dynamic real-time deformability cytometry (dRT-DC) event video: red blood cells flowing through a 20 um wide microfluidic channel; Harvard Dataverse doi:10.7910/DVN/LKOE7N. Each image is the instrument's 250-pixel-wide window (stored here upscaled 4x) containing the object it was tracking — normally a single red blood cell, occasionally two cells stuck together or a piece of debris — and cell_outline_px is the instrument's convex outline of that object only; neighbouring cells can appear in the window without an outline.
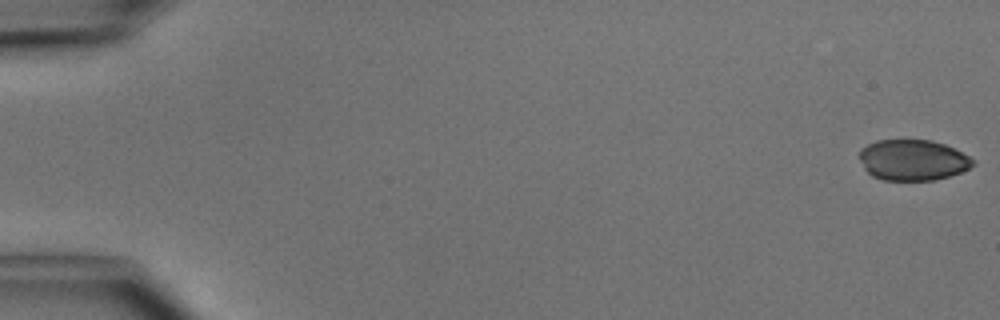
{"species": "common noctule bat (a hibernating species)", "species_latin": "Nyctalus noctula", "temperature_condition": "cold", "stored_images_in_passage": 49, "camera_frame_rate_fps": 3000, "um_per_image_px": 0.085, "animal": {"sex": "male", "body_mass_g": 15.6}, "frame": {"image": 1, "passage_image": 1, "time_ms": 0.0, "image_size_px": [1000, 320], "cell_outline_px": [[976, 164], [960, 172], [936, 180], [884, 180], [872, 176], [864, 168], [860, 160], [860, 148], [876, 140], [932, 140], [944, 144], [976, 160]], "centroid_in_image_um": [77.58, 13.6], "position_along_channel_um": 7.4, "area_um2": 26.93}}
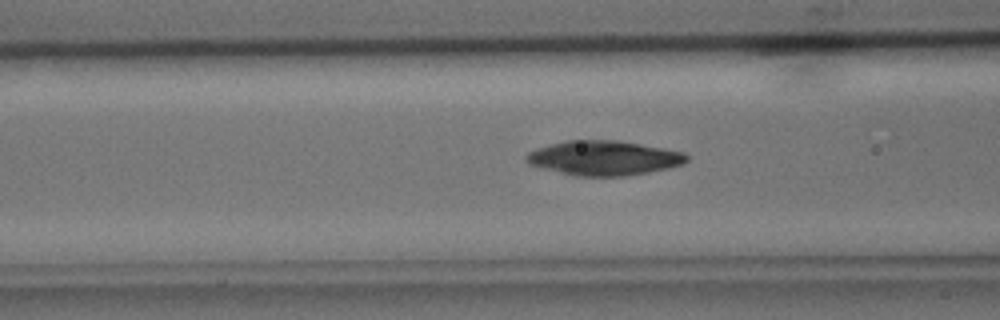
{"frame": {"image": 2, "passage_image": 20, "time_ms": 6.333, "image_size_px": [1000, 320], "cell_outline_px": [[688, 160], [684, 164], [668, 168], [648, 172], [624, 176], [576, 176], [528, 164], [524, 160], [524, 156], [528, 152], [536, 148], [564, 140], [620, 140], [664, 148], [684, 152], [688, 156]], "centroid_in_image_um": [51.32, 13.42], "position_along_channel_um": 115.3, "area_um2": 32.48}}
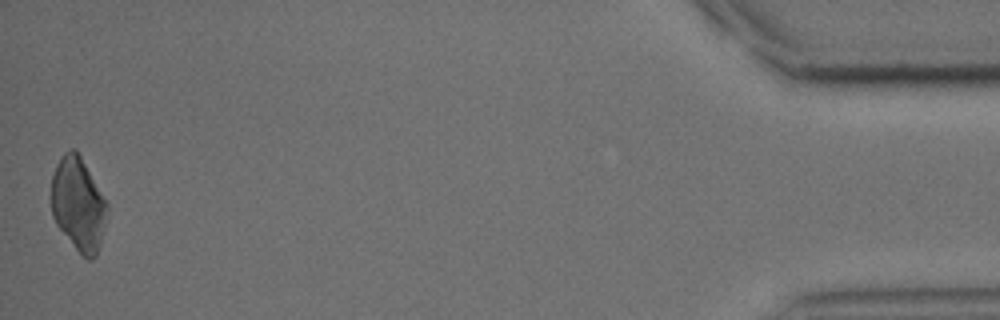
{"frame": {"image": 3, "passage_image": 49, "time_ms": 16.0, "image_size_px": [1000, 320], "cell_outline_px": [[108, 208], [100, 244], [96, 256], [92, 260], [88, 260], [76, 248], [56, 224], [52, 216], [52, 176], [56, 164], [60, 156], [64, 152], [72, 148], [76, 148], [108, 204]], "centroid_in_image_um": [6.65, 17.32], "position_along_channel_um": 428.6, "area_um2": 30.11}}